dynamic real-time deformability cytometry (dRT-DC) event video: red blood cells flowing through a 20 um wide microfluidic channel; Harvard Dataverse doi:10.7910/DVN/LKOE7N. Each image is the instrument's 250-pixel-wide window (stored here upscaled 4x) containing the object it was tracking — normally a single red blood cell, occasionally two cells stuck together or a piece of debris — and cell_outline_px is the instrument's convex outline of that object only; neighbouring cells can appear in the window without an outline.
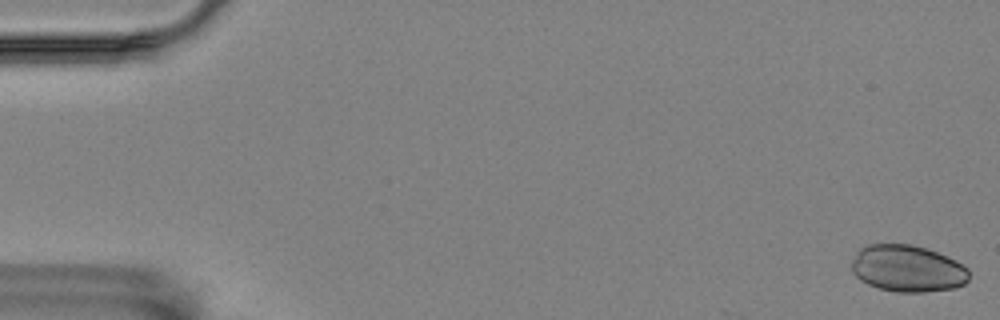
{"species": "Egyptian fruit bat (a non-hibernating species)", "species_latin": "Rousettus aegyptiacus", "temperature_condition": "room temperature", "stored_images_in_passage": 10, "camera_frame_rate_fps": 3000, "um_per_image_px": 0.085, "animal": {"sex": "female"}, "frame": {"image": 1, "passage_image": 1, "time_ms": 0.0, "image_size_px": [1000, 320], "cell_outline_px": [[968, 280], [964, 284], [956, 288], [924, 292], [896, 292], [880, 288], [868, 284], [860, 280], [852, 272], [852, 260], [856, 252], [860, 248], [868, 244], [912, 244], [936, 252], [956, 260], [968, 268]], "centroid_in_image_um": [77.13, 22.83], "position_along_channel_um": 7.9, "area_um2": 32.08}}